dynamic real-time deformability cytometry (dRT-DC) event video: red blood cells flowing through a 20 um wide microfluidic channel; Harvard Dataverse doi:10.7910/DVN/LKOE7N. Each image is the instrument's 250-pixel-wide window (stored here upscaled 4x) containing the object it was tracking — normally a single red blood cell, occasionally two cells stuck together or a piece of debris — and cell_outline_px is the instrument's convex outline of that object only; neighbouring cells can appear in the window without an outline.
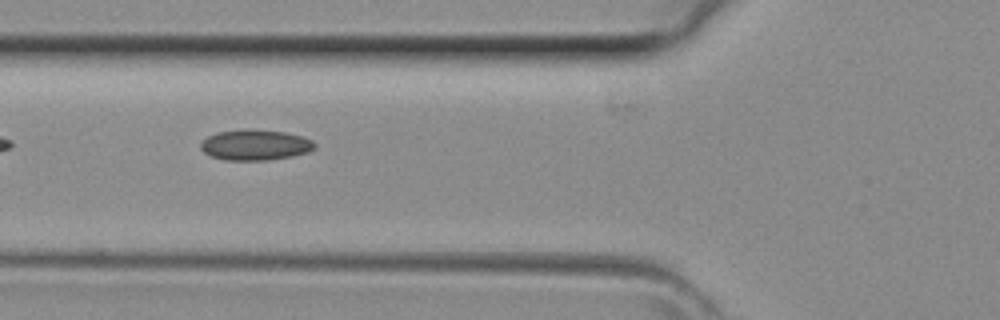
{"species": "common noctule bat (a hibernating species)", "species_latin": "Nyctalus noctula", "temperature_condition": "room temperature", "stored_images_in_passage": 22, "camera_frame_rate_fps": 3000, "um_per_image_px": 0.085, "animal": {"sex": "female", "body_mass_g": 29.2, "forearm_length_mm": 56.3}, "frame": {"image": 1, "passage_image": 2, "time_ms": 0.333, "image_size_px": [1000, 320], "cell_outline_px": [[316, 148], [308, 152], [292, 156], [268, 160], [224, 160], [212, 156], [204, 152], [200, 148], [200, 144], [208, 136], [216, 132], [244, 128], [248, 128], [284, 132], [304, 136], [312, 140], [316, 144]], "centroid_in_image_um": [21.71, 12.3], "position_along_channel_um": 104.1, "area_um2": 20.58}}
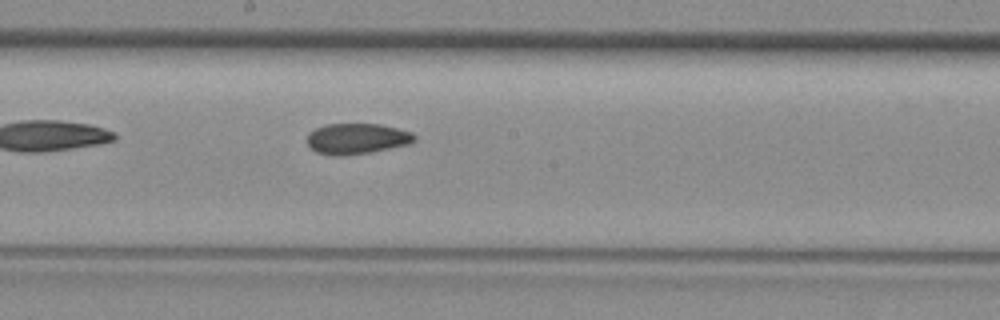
{"frame": {"image": 2, "passage_image": 9, "time_ms": 2.667, "image_size_px": [1000, 320], "cell_outline_px": [[416, 140], [408, 144], [372, 152], [340, 156], [332, 156], [316, 152], [308, 144], [308, 132], [316, 128], [328, 124], [380, 124], [412, 132], [416, 136]], "centroid_in_image_um": [30.33, 11.79], "position_along_channel_um": 217.9, "area_um2": 19.19}}
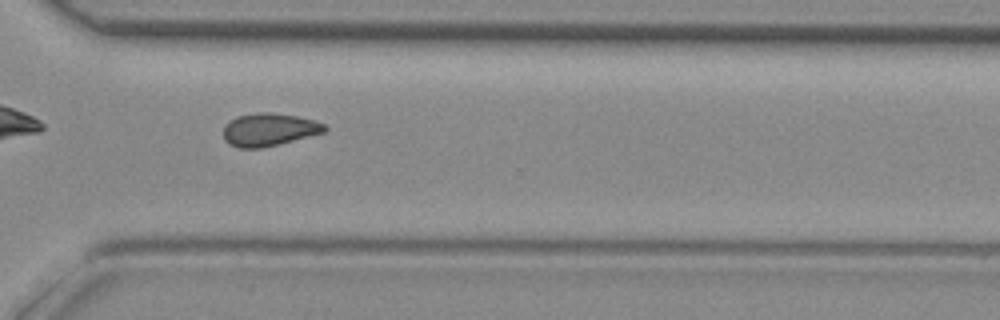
{"frame": {"image": 3, "passage_image": 17, "time_ms": 5.333, "image_size_px": [1000, 320], "cell_outline_px": [[328, 128], [324, 132], [280, 144], [264, 148], [240, 148], [228, 144], [224, 140], [224, 124], [228, 120], [236, 116], [256, 112], [268, 112], [296, 116], [312, 120], [324, 124]], "centroid_in_image_um": [22.81, 11.02], "position_along_channel_um": 347.8, "area_um2": 19.48}}